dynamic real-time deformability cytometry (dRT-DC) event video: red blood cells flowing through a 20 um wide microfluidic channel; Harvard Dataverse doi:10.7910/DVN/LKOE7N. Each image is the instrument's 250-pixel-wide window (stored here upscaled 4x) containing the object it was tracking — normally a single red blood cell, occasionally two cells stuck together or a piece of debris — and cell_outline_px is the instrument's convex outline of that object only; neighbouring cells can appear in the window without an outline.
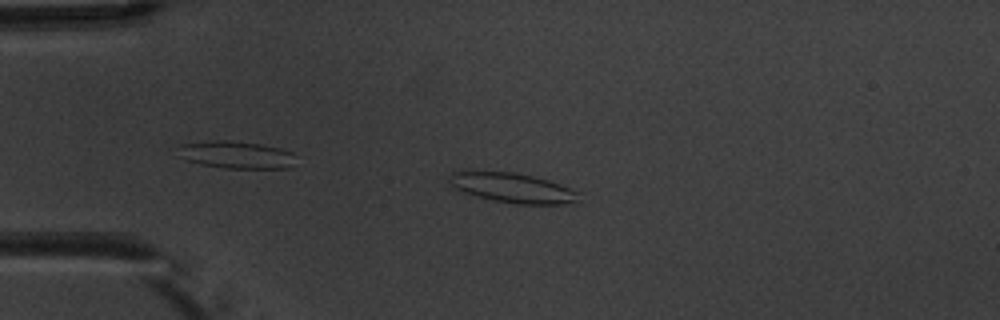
{"species": "common noctule bat (a hibernating species)", "species_latin": "Nyctalus noctula", "temperature_condition": "warm", "stored_images_in_passage": 7, "camera_frame_rate_fps": 3000, "um_per_image_px": 0.085, "animal": {"sex": "male", "body_mass_g": 20.1, "forearm_length_mm": 53.5}, "frame": {"image": 1, "passage_image": 3, "time_ms": 2.333, "image_size_px": [1000, 320], "cell_outline_px": [[580, 192], [576, 200], [564, 204], [516, 204], [476, 196], [464, 192], [456, 188], [448, 180], [448, 176], [452, 172], [512, 172], [532, 176], [548, 180], [560, 184]], "centroid_in_image_um": [43.59, 15.97], "position_along_channel_um": 41.4, "area_um2": 21.91}}
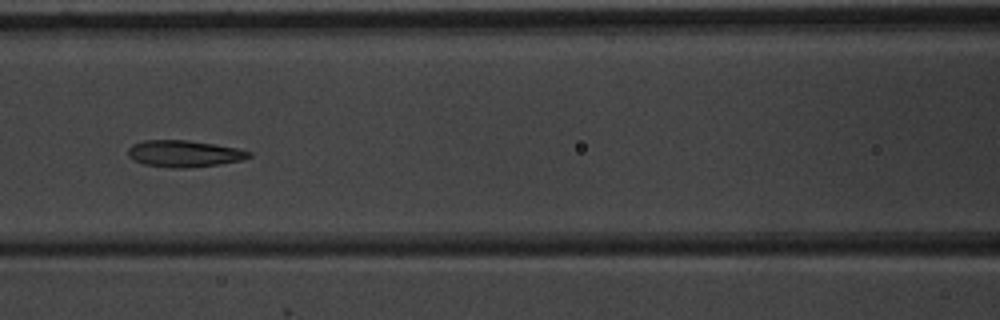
{"frame": {"image": 2, "passage_image": 6, "time_ms": 6.0, "image_size_px": [1000, 320], "cell_outline_px": [[252, 156], [240, 160], [220, 164], [188, 168], [172, 168], [144, 164], [132, 160], [128, 156], [128, 148], [132, 144], [144, 140], [188, 140], [216, 144], [236, 148], [252, 152]], "centroid_in_image_um": [15.63, 13.06], "position_along_channel_um": 151.0, "area_um2": 18.9}}
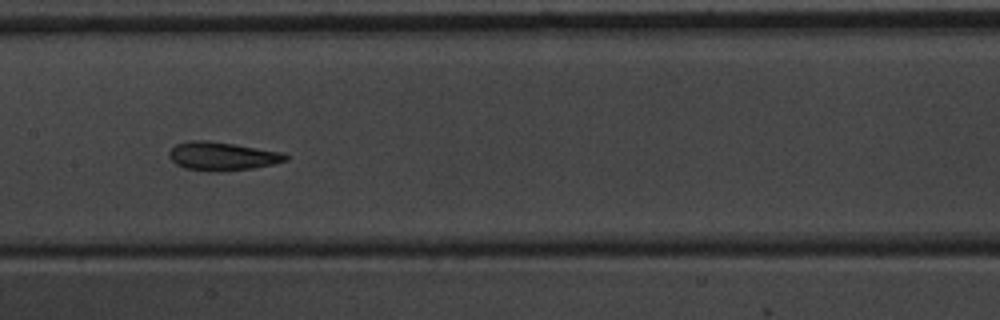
{"frame": {"image": 3, "passage_image": 7, "time_ms": 7.0, "image_size_px": [1000, 320], "cell_outline_px": [[288, 160], [272, 164], [252, 168], [216, 172], [208, 172], [184, 168], [176, 164], [168, 156], [168, 152], [176, 144], [188, 140], [208, 140], [236, 144], [284, 152], [288, 156]], "centroid_in_image_um": [18.87, 13.27], "position_along_channel_um": 188.5, "area_um2": 19.59}}